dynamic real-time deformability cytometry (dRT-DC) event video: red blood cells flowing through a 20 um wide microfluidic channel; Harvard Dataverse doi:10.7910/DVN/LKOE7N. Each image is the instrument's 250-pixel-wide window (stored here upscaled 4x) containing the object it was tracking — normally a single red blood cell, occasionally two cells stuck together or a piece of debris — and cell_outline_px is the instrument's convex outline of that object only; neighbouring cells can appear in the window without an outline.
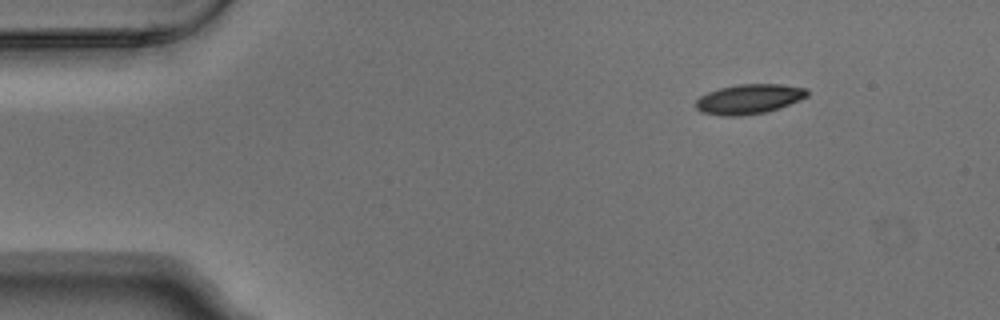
{"species": "Egyptian fruit bat (a non-hibernating species)", "species_latin": "Rousettus aegyptiacus", "temperature_condition": "warm", "stored_images_in_passage": 3, "camera_frame_rate_fps": 3000, "um_per_image_px": 0.085, "animal": {"sex": "male"}, "frame": {"image": 1, "passage_image": 1, "time_ms": 0.0, "image_size_px": [1000, 320], "cell_outline_px": [[808, 96], [800, 100], [780, 108], [764, 112], [740, 116], [724, 116], [700, 112], [696, 108], [696, 100], [700, 96], [708, 92], [720, 88], [736, 84], [780, 84], [808, 88]], "centroid_in_image_um": [63.67, 8.41], "position_along_channel_um": 21.3, "area_um2": 19.42}}